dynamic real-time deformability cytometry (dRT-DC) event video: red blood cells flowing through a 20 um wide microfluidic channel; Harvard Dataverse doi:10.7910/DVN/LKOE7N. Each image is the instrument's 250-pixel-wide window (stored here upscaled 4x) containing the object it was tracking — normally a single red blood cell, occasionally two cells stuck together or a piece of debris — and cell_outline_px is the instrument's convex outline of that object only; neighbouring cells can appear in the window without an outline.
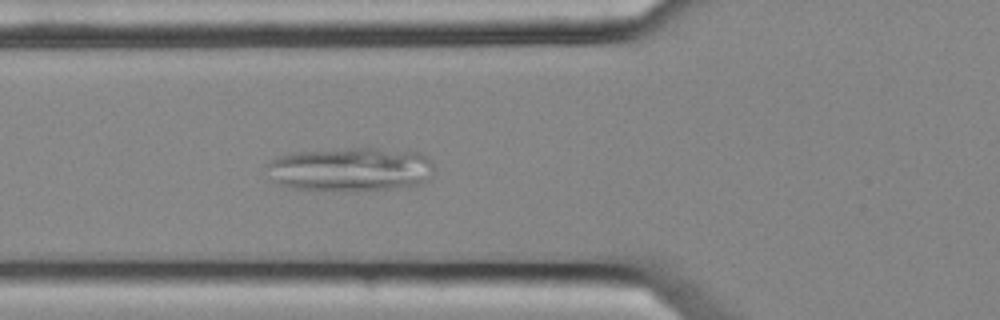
{"species": "common noctule bat (a hibernating species)", "species_latin": "Nyctalus noctula", "temperature_condition": "cold", "stored_images_in_passage": 41, "camera_frame_rate_fps": 3000, "um_per_image_px": 0.085, "animal": {"sex": "female", "body_mass_g": 25.1}, "frame": {"image": 1, "passage_image": 9, "time_ms": 2.667, "image_size_px": [1000, 320], "cell_outline_px": [[432, 176], [424, 184], [352, 192], [332, 192], [292, 188], [276, 184], [272, 180], [264, 164], [280, 156], [292, 152], [348, 148], [376, 148], [420, 152], [432, 160]], "centroid_in_image_um": [29.77, 14.41], "position_along_channel_um": 96.0, "area_um2": 43.87}}